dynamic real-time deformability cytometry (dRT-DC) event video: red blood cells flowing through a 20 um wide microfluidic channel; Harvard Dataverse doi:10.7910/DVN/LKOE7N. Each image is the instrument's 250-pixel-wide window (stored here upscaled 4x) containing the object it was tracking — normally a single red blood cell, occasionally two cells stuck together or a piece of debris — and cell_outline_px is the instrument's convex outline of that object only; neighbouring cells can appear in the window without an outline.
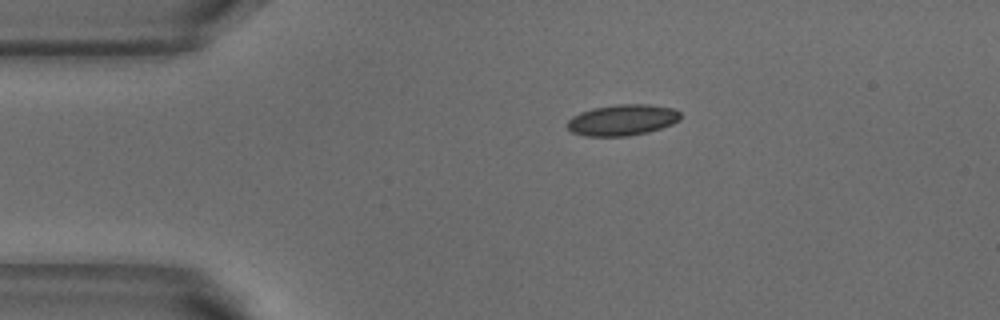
{"species": "common noctule bat (a hibernating species)", "species_latin": "Nyctalus noctula", "temperature_condition": "warm", "stored_images_in_passage": 2, "camera_frame_rate_fps": 3000, "um_per_image_px": 0.085, "animal": {"sex": "male", "body_mass_g": 18.8}, "frame": {"image": 1, "passage_image": 1, "time_ms": 0.0, "image_size_px": [1000, 320], "cell_outline_px": [[680, 120], [672, 124], [648, 132], [628, 136], [588, 136], [572, 132], [568, 128], [568, 120], [572, 116], [580, 112], [592, 108], [616, 104], [648, 104], [672, 108], [680, 112]], "centroid_in_image_um": [52.9, 10.19], "position_along_channel_um": 32.1, "area_um2": 20.46}}